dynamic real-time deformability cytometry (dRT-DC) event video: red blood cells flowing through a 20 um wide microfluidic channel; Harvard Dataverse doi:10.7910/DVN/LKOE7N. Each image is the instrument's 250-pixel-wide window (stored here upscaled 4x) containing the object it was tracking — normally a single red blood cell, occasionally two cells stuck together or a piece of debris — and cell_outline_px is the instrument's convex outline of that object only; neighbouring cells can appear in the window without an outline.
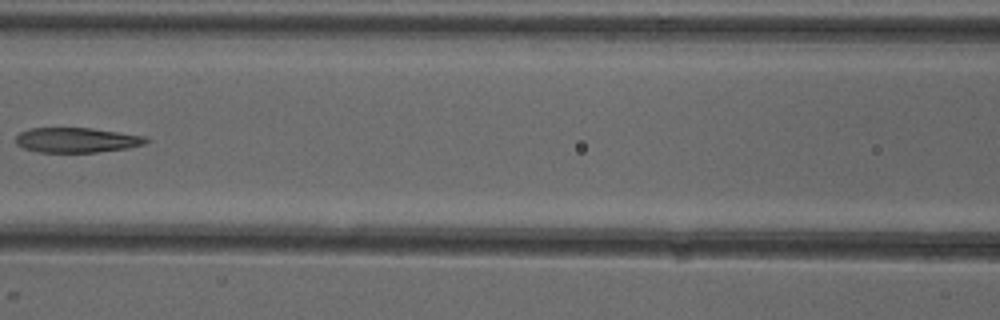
{"species": "common noctule bat (a hibernating species)", "species_latin": "Nyctalus noctula", "temperature_condition": "cold", "stored_images_in_passage": 7, "camera_frame_rate_fps": 3000, "um_per_image_px": 0.085, "animal": {"sex": "female"}, "frame": {"image": 1, "passage_image": 6, "time_ms": 6.0, "image_size_px": [1000, 320], "cell_outline_px": [[152, 140], [144, 144], [128, 148], [96, 152], [40, 152], [24, 148], [16, 144], [16, 136], [20, 132], [32, 128], [92, 128], [144, 136]], "centroid_in_image_um": [6.54, 11.9], "position_along_channel_um": 160.1, "area_um2": 18.84}}
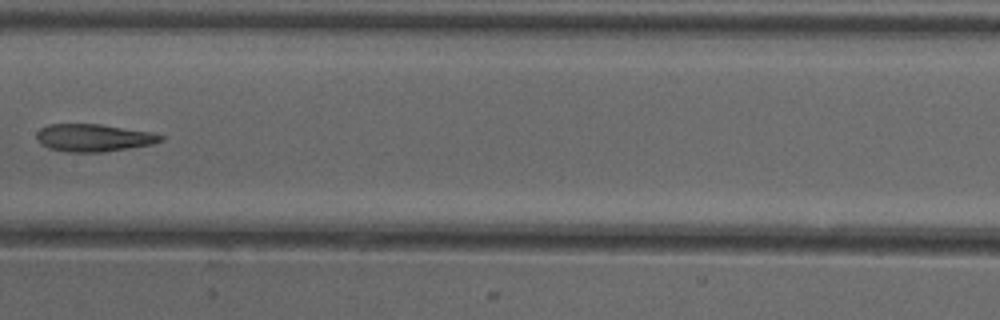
{"frame": {"image": 2, "passage_image": 7, "time_ms": 7.0, "image_size_px": [1000, 320], "cell_outline_px": [[164, 140], [152, 144], [104, 152], [68, 152], [48, 148], [40, 144], [36, 140], [36, 132], [40, 128], [48, 124], [100, 124], [152, 132], [164, 136]], "centroid_in_image_um": [7.93, 11.71], "position_along_channel_um": 199.5, "area_um2": 20.06}}